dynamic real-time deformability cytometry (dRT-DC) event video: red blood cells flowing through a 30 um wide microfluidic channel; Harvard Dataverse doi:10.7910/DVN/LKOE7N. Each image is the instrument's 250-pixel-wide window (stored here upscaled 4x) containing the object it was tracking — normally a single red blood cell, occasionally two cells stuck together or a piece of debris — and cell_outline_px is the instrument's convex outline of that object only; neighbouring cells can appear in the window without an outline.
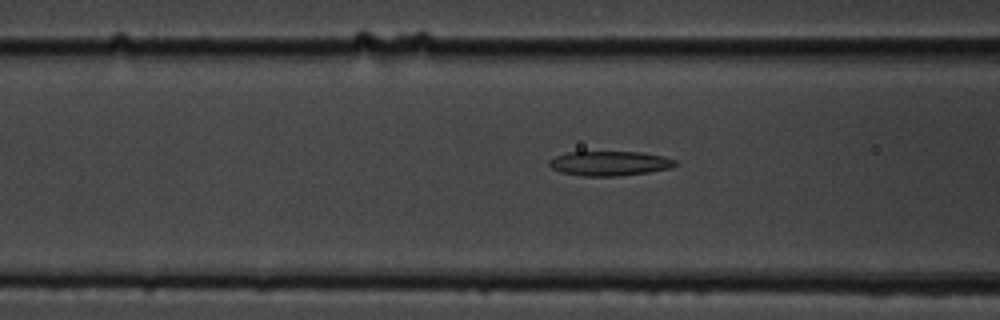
{"species": "common noctule bat (a hibernating species)", "species_latin": "Nyctalus noctula", "temperature_condition": "cold", "stored_images_in_passage": 45, "camera_frame_rate_fps": 3000, "um_per_image_px": 0.085, "animal": {"sex": "male", "body_mass_g": 19.5, "forearm_length_mm": 54.6}, "frame": {"image": 1, "passage_image": 21, "time_ms": 6.667, "image_size_px": [1000, 320], "cell_outline_px": [[676, 164], [672, 168], [648, 172], [620, 176], [584, 176], [560, 172], [552, 168], [548, 164], [548, 160], [556, 156], [568, 152], [640, 152], [664, 156], [676, 160]], "centroid_in_image_um": [51.82, 13.89], "position_along_channel_um": 114.8, "area_um2": 18.09}}
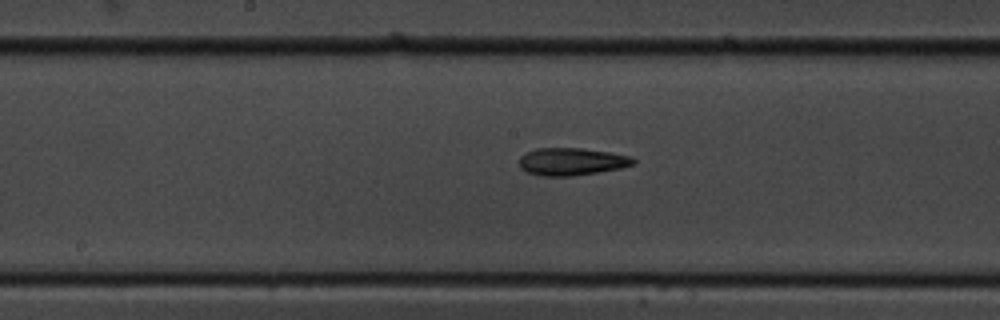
{"frame": {"image": 2, "passage_image": 28, "time_ms": 9.0, "image_size_px": [1000, 320], "cell_outline_px": [[636, 164], [620, 168], [572, 176], [544, 176], [528, 172], [520, 168], [520, 156], [536, 148], [584, 148], [632, 156], [636, 160]], "centroid_in_image_um": [48.62, 13.73], "position_along_channel_um": 199.6, "area_um2": 18.21}}
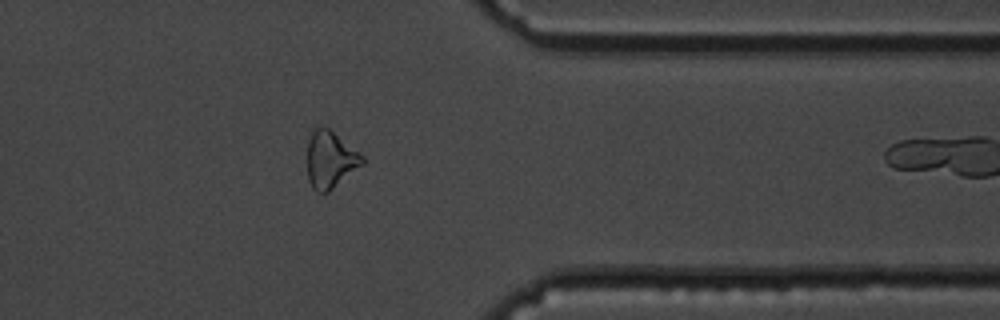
{"frame": {"image": 3, "passage_image": 44, "time_ms": 14.333, "image_size_px": [1000, 320], "cell_outline_px": [[364, 164], [328, 192], [316, 192], [312, 188], [308, 180], [308, 140], [312, 132], [316, 128], [328, 128], [360, 152], [364, 156]], "centroid_in_image_um": [28.09, 13.59], "position_along_channel_um": 383.3, "area_um2": 18.15}}